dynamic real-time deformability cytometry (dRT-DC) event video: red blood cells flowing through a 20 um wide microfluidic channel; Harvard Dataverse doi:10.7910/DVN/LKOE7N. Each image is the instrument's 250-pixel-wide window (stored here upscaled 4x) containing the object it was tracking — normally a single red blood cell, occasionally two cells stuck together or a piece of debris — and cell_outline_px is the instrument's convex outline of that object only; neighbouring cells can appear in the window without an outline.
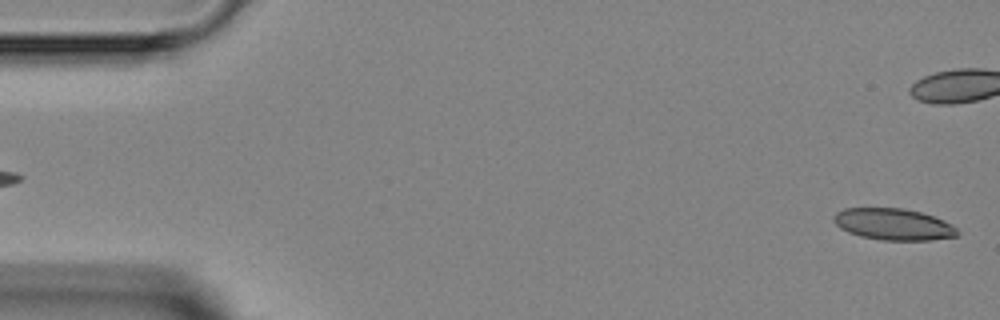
{"species": "Egyptian fruit bat (a non-hibernating species)", "species_latin": "Rousettus aegyptiacus", "temperature_condition": "room temperature", "stored_images_in_passage": 4, "camera_frame_rate_fps": 3000, "um_per_image_px": 0.085, "animal": {"sex": "female"}, "frame": {"image": 1, "passage_image": 4, "time_ms": 3.667, "image_size_px": [1000, 320], "cell_outline_px": [[960, 236], [932, 240], [884, 240], [860, 236], [848, 232], [840, 228], [832, 220], [832, 216], [836, 212], [844, 208], [904, 208], [920, 212], [944, 220], [952, 224], [960, 232]], "centroid_in_image_um": [75.95, 19.06], "position_along_channel_um": 9.0, "area_um2": 22.95}}